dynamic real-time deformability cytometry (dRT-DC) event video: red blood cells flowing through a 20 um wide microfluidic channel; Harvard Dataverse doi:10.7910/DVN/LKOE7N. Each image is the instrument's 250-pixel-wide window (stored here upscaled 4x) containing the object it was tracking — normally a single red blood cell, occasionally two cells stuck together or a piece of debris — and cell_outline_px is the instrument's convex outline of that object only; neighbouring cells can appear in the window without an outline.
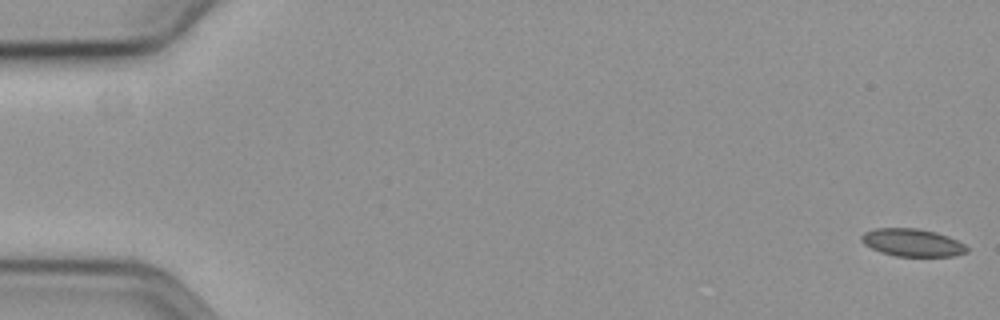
{"species": "common noctule bat (a hibernating species)", "species_latin": "Nyctalus noctula", "temperature_condition": "cold", "stored_images_in_passage": 59, "camera_frame_rate_fps": 3000, "um_per_image_px": 0.085, "animal": {"sex": "female", "body_mass_g": 19.3, "forearm_length_mm": 54.1}, "frame": {"image": 1, "passage_image": 1, "time_ms": 0.0, "image_size_px": [1000, 320], "cell_outline_px": [[968, 252], [956, 256], [896, 256], [880, 252], [864, 244], [860, 240], [860, 236], [864, 232], [876, 228], [916, 228], [936, 232], [948, 236], [964, 244], [968, 248]], "centroid_in_image_um": [77.54, 20.62], "position_along_channel_um": 7.5, "area_um2": 17.05}}
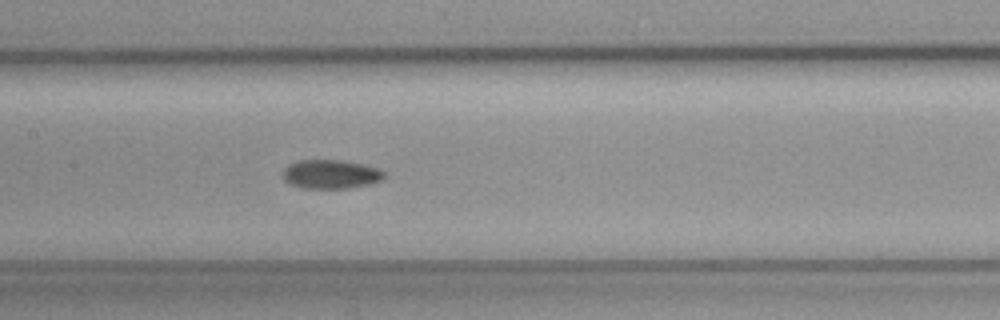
{"frame": {"image": 2, "passage_image": 29, "time_ms": 9.333, "image_size_px": [1000, 320], "cell_outline_px": [[384, 176], [380, 180], [368, 184], [348, 188], [300, 188], [288, 184], [284, 180], [284, 168], [288, 164], [300, 160], [340, 160], [364, 164], [380, 168], [384, 172]], "centroid_in_image_um": [28.09, 14.8], "position_along_channel_um": 179.3, "area_um2": 17.11}}
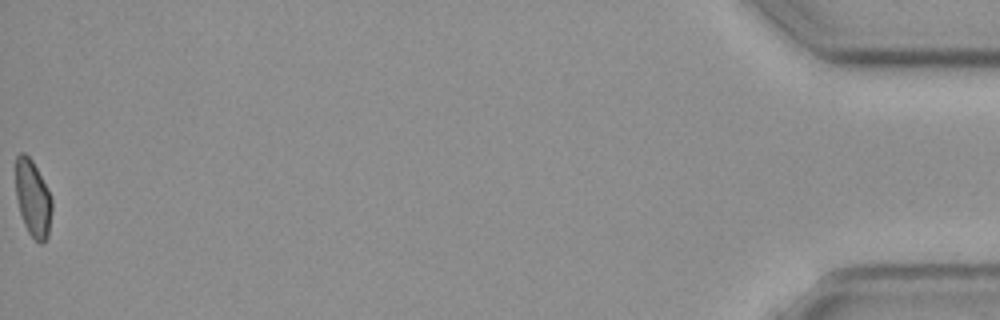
{"frame": {"image": 3, "passage_image": 59, "time_ms": 19.333, "image_size_px": [1000, 320], "cell_outline_px": [[52, 212], [48, 236], [40, 244], [28, 232], [24, 224], [20, 212], [16, 196], [16, 156], [20, 152], [24, 152], [32, 160], [52, 200]], "centroid_in_image_um": [2.79, 16.88], "position_along_channel_um": 432.4, "area_um2": 15.9}, "authors_computed_cell_mechanics": {"area_um2": 17.1666, "velocity_mm_per_s": 3.6016, "shape_relaxation_time_tau1_ms": null, "shape_relaxation_time_tau2_ms": 4.3718, "deformation_change_tau1": null, "deformation_change_tau2": 0.0724}}